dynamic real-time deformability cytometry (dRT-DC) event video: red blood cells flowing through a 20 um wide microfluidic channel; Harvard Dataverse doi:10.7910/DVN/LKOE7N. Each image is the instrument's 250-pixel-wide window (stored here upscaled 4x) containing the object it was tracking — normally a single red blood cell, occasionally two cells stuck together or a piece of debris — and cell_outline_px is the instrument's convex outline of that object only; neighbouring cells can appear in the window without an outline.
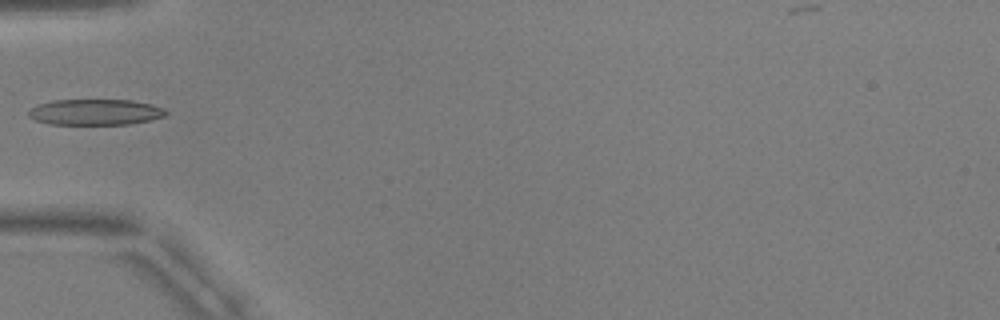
{"species": "common noctule bat (a hibernating species)", "species_latin": "Nyctalus noctula", "temperature_condition": "warm", "stored_images_in_passage": 25, "camera_frame_rate_fps": 3000, "um_per_image_px": 0.085, "animal": {"sex": "male", "body_mass_g": 17.9, "forearm_length_mm": 54.2}, "frame": {"image": 1, "passage_image": 1, "time_ms": 0.0, "image_size_px": [1000, 320], "cell_outline_px": [[168, 112], [164, 116], [152, 120], [128, 124], [48, 124], [36, 120], [28, 116], [28, 112], [32, 108], [40, 104], [52, 100], [132, 100], [152, 104], [164, 108]], "centroid_in_image_um": [8.13, 9.53], "position_along_channel_um": 76.9, "area_um2": 20.69}}
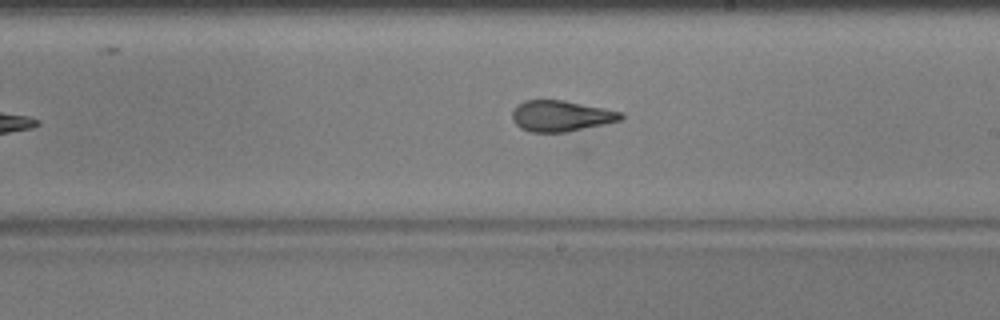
{"frame": {"image": 2, "passage_image": 14, "time_ms": 4.333, "image_size_px": [1000, 320], "cell_outline_px": [[624, 116], [620, 120], [604, 124], [568, 132], [532, 132], [520, 128], [512, 120], [512, 112], [516, 104], [524, 100], [564, 100], [624, 112]], "centroid_in_image_um": [47.67, 9.85], "position_along_channel_um": 241.3, "area_um2": 19.71}}
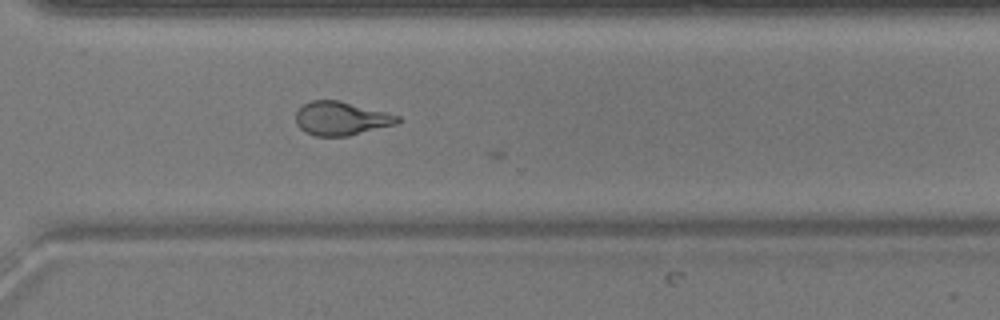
{"frame": {"image": 3, "passage_image": 22, "time_ms": 7.0, "image_size_px": [1000, 320], "cell_outline_px": [[400, 120], [396, 124], [348, 136], [316, 136], [304, 132], [296, 124], [296, 112], [304, 104], [312, 100], [340, 100], [400, 116]], "centroid_in_image_um": [28.98, 10.07], "position_along_channel_um": 341.6, "area_um2": 19.88}}